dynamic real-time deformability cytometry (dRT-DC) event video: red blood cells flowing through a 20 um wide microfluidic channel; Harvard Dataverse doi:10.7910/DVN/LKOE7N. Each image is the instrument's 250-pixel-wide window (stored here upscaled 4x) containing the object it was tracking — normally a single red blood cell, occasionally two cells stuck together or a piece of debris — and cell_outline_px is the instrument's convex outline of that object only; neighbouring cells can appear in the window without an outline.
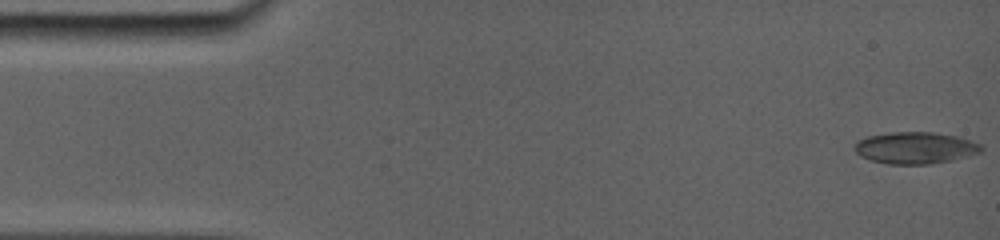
{"species": "common noctule bat (a hibernating species)", "species_latin": "Nyctalus noctula", "temperature_condition": "room temperature", "stored_images_in_passage": 51, "camera_frame_rate_fps": 5000, "um_per_image_px": 0.085, "animal": {"sex": "female", "body_mass_g": 19.0, "forearm_length_mm": 56.7}, "frame": {"image": 1, "passage_image": 1, "time_ms": 0.0, "image_size_px": [1000, 240], "cell_outline_px": [[980, 148], [944, 160], [920, 164], [892, 164], [872, 160], [864, 156], [856, 148], [856, 144], [860, 140], [868, 136], [900, 132], [928, 132], [952, 136], [968, 140], [976, 144]], "centroid_in_image_um": [77.63, 12.54], "position_along_channel_um": 7.4, "area_um2": 21.27}}
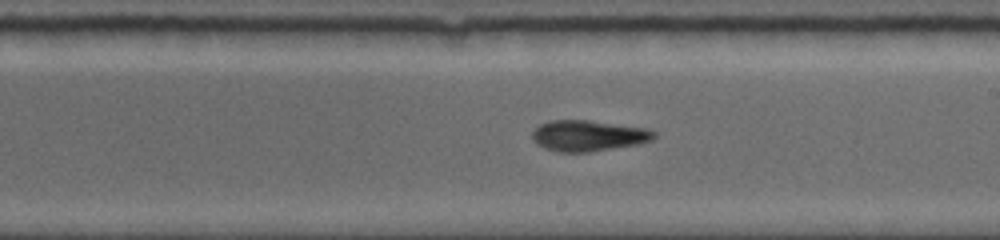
{"frame": {"image": 2, "passage_image": 28, "time_ms": 9.2, "image_size_px": [1000, 240], "cell_outline_px": [[656, 136], [652, 140], [636, 144], [588, 152], [560, 152], [544, 148], [536, 144], [532, 140], [532, 132], [540, 124], [548, 120], [588, 120], [644, 128], [656, 132]], "centroid_in_image_um": [49.95, 11.53], "position_along_channel_um": 239.1, "area_um2": 21.79}}
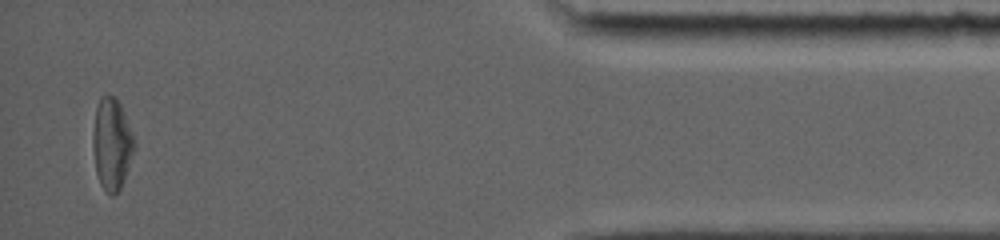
{"frame": {"image": 3, "passage_image": 49, "time_ms": 15.4, "image_size_px": [1000, 240], "cell_outline_px": [[136, 144], [124, 180], [120, 188], [112, 196], [100, 184], [96, 172], [92, 148], [92, 132], [96, 108], [100, 96], [112, 96], [120, 104], [124, 112], [136, 140]], "centroid_in_image_um": [9.5, 12.22], "position_along_channel_um": 425.7, "area_um2": 22.14}, "authors_computed_cell_mechanics": {"area_um2": 20.9236, "velocity_mm_per_s": 3.8555, "shape_relaxation_time_tau1_ms": 4.2963, "shape_relaxation_time_tau2_ms": 4.6437, "deformation_change_tau1": 0.1434, "deformation_change_tau2": 0.1528}}